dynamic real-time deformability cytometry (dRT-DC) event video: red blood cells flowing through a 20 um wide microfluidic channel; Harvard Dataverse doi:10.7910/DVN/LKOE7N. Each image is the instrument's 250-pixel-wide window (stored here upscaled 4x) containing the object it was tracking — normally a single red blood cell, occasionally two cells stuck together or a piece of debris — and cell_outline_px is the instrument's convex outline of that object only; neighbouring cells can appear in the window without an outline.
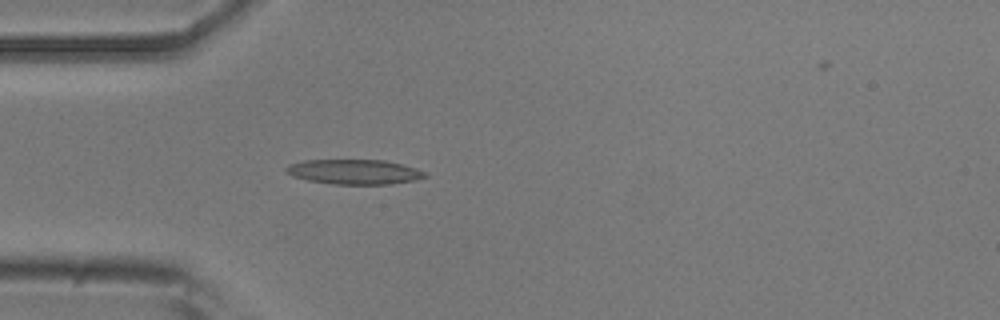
{"species": "common noctule bat (a hibernating species)", "species_latin": "Nyctalus noctula", "temperature_condition": "room temperature", "stored_images_in_passage": 3, "camera_frame_rate_fps": 3000, "um_per_image_px": 0.085, "animal": {"sex": "male", "body_mass_g": 20.5, "forearm_length_mm": 52.5}, "frame": {"image": 1, "passage_image": 3, "time_ms": 0.667, "image_size_px": [1000, 320], "cell_outline_px": [[428, 176], [412, 180], [392, 184], [332, 184], [308, 180], [292, 176], [284, 172], [284, 168], [288, 164], [304, 160], [384, 160], [416, 168], [424, 172]], "centroid_in_image_um": [30.04, 14.6], "position_along_channel_um": 55.0, "area_um2": 20.06}}